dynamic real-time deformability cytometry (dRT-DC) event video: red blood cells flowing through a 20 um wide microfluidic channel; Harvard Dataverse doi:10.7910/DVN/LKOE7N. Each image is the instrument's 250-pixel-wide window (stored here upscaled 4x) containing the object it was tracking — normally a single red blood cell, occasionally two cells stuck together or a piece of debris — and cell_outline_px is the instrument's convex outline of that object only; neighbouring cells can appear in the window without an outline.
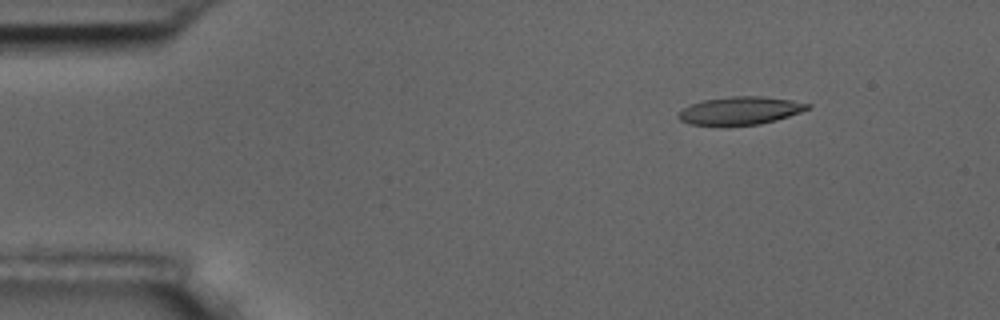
{"species": "common noctule bat (a hibernating species)", "species_latin": "Nyctalus noctula", "temperature_condition": "room temperature", "stored_images_in_passage": 5, "camera_frame_rate_fps": 3000, "um_per_image_px": 0.085, "animal": {"sex": "male", "body_mass_g": 17.5, "forearm_length_mm": 52.3}, "frame": {"image": 1, "passage_image": 2, "time_ms": 1.333, "image_size_px": [1000, 320], "cell_outline_px": [[812, 104], [808, 108], [800, 112], [776, 120], [760, 124], [724, 128], [688, 124], [680, 120], [676, 116], [684, 108], [692, 104], [704, 100], [728, 96], [760, 96], [792, 100]], "centroid_in_image_um": [62.86, 9.44], "position_along_channel_um": 22.1, "area_um2": 21.62}}
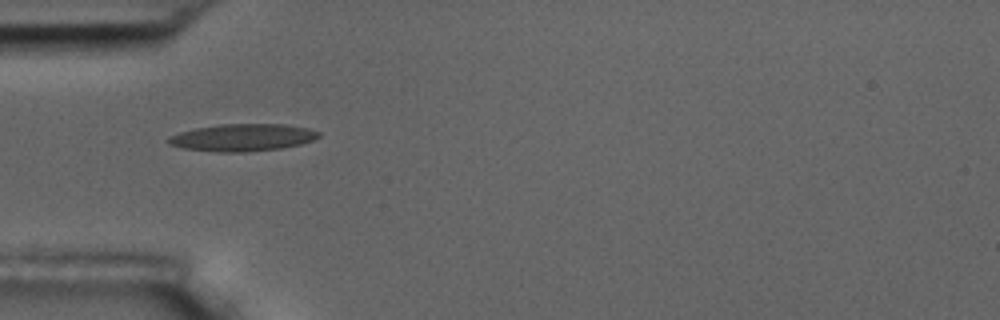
{"frame": {"image": 2, "passage_image": 4, "time_ms": 4.667, "image_size_px": [1000, 320], "cell_outline_px": [[320, 136], [312, 140], [300, 144], [280, 148], [248, 152], [216, 152], [184, 148], [168, 144], [164, 140], [168, 136], [180, 132], [196, 128], [220, 124], [284, 124], [308, 128], [320, 132]], "centroid_in_image_um": [20.58, 11.69], "position_along_channel_um": 64.4, "area_um2": 23.93}}